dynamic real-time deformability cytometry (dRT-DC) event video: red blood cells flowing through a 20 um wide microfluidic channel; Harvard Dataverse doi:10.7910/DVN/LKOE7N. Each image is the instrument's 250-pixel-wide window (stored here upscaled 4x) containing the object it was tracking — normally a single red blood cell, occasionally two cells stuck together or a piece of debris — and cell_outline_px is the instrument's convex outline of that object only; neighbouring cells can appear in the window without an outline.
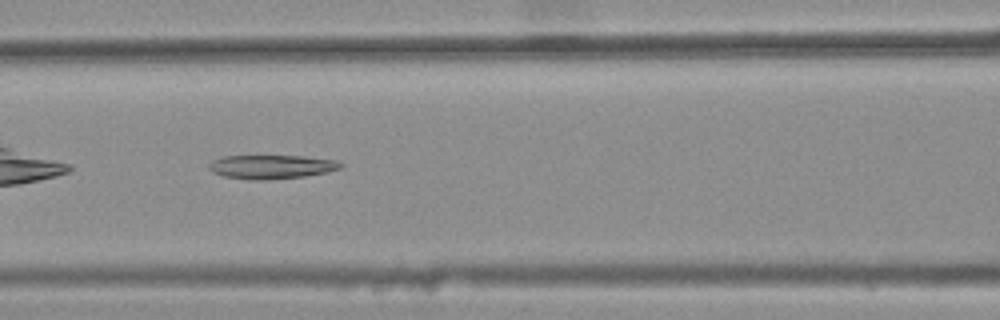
{"species": "common noctule bat (a hibernating species)", "species_latin": "Nyctalus noctula", "temperature_condition": "warm", "stored_images_in_passage": 31, "camera_frame_rate_fps": 3000, "um_per_image_px": 0.085, "animal": {"sex": "female", "body_mass_g": 25.1}, "frame": {"image": 1, "passage_image": 8, "time_ms": 2.333, "image_size_px": [1000, 320], "cell_outline_px": [[344, 164], [340, 168], [324, 172], [304, 176], [264, 180], [252, 180], [224, 176], [212, 172], [208, 168], [208, 164], [212, 160], [224, 156], [304, 156], [336, 160]], "centroid_in_image_um": [23.04, 14.17], "position_along_channel_um": 143.6, "area_um2": 18.21}}
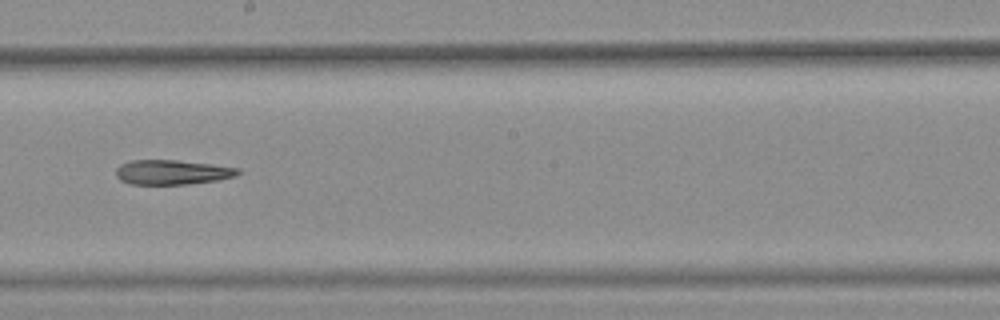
{"frame": {"image": 2, "passage_image": 15, "time_ms": 4.667, "image_size_px": [1000, 320], "cell_outline_px": [[240, 172], [236, 176], [216, 180], [188, 184], [128, 184], [120, 180], [116, 176], [116, 168], [120, 164], [132, 160], [176, 160], [212, 164], [240, 168]], "centroid_in_image_um": [14.61, 14.63], "position_along_channel_um": 233.6, "area_um2": 17.57}}
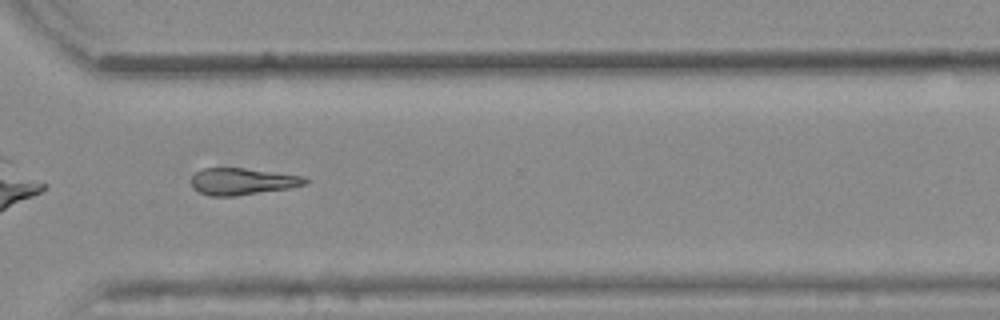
{"frame": {"image": 3, "passage_image": 24, "time_ms": 7.667, "image_size_px": [1000, 320], "cell_outline_px": [[308, 180], [304, 184], [288, 188], [236, 196], [208, 196], [192, 188], [192, 176], [196, 172], [204, 168], [244, 168], [304, 176]], "centroid_in_image_um": [20.56, 15.42], "position_along_channel_um": 350.0, "area_um2": 17.63}}